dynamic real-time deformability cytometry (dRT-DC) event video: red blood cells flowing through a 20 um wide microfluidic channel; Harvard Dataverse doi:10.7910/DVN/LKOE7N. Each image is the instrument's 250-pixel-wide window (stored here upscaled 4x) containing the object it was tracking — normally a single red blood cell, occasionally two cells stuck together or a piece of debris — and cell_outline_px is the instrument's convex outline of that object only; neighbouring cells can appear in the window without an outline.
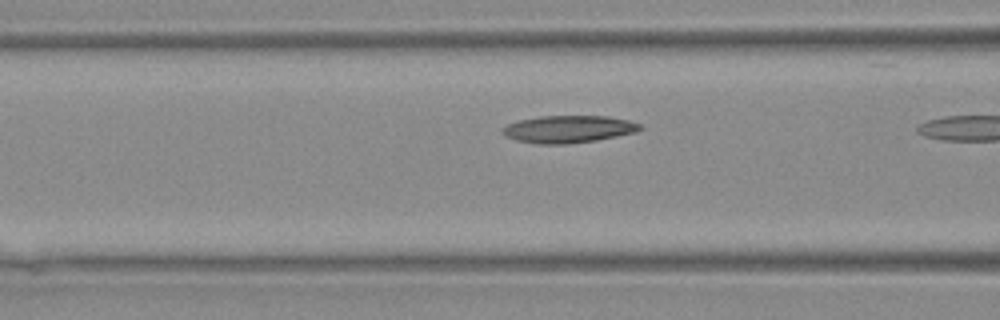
{"species": "Egyptian fruit bat (a non-hibernating species)", "species_latin": "Rousettus aegyptiacus", "temperature_condition": "warm", "stored_images_in_passage": 10, "camera_frame_rate_fps": 3000, "um_per_image_px": 0.085, "animal": {"sex": "female"}, "frame": {"image": 1, "passage_image": 9, "time_ms": 2.667, "image_size_px": [1000, 320], "cell_outline_px": [[644, 128], [636, 132], [596, 140], [568, 144], [536, 144], [516, 140], [504, 136], [500, 132], [500, 128], [508, 124], [520, 120], [540, 116], [608, 116], [628, 120], [640, 124]], "centroid_in_image_um": [48.28, 10.98], "position_along_channel_um": 118.3, "area_um2": 22.02}}